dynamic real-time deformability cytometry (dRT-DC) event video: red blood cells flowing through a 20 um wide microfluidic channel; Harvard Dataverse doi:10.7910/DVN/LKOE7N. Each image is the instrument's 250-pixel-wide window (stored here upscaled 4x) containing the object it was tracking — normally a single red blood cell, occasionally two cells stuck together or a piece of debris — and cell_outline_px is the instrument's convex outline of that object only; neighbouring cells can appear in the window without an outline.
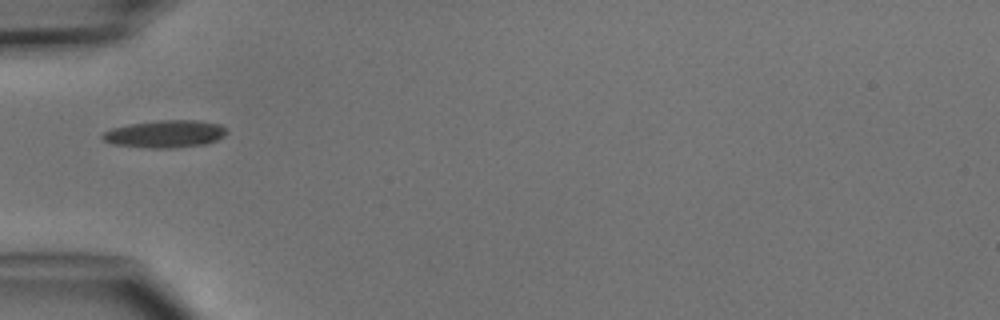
{"species": "common noctule bat (a hibernating species)", "species_latin": "Nyctalus noctula", "temperature_condition": "cold", "stored_images_in_passage": 5, "camera_frame_rate_fps": 3000, "um_per_image_px": 0.085, "animal": {"sex": "male", "body_mass_g": 15.6}, "frame": {"image": 1, "passage_image": 4, "time_ms": 4.667, "image_size_px": [1000, 320], "cell_outline_px": [[228, 132], [224, 136], [216, 140], [204, 144], [176, 148], [148, 148], [112, 144], [104, 140], [100, 136], [104, 132], [112, 128], [128, 124], [160, 120], [196, 120], [220, 124]], "centroid_in_image_um": [14.02, 11.38], "position_along_channel_um": 71.0, "area_um2": 19.88}}